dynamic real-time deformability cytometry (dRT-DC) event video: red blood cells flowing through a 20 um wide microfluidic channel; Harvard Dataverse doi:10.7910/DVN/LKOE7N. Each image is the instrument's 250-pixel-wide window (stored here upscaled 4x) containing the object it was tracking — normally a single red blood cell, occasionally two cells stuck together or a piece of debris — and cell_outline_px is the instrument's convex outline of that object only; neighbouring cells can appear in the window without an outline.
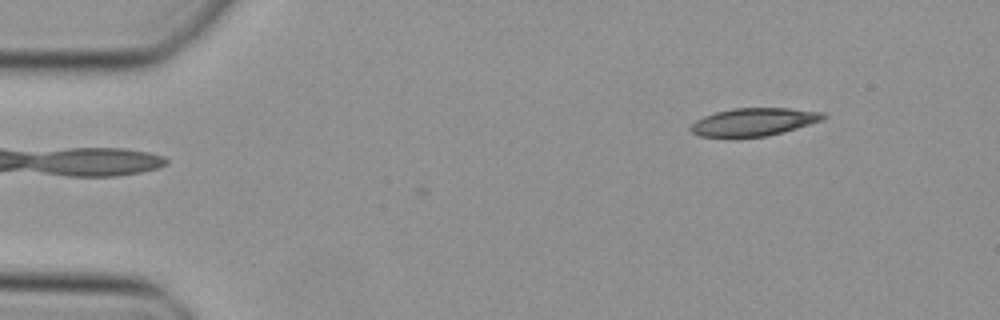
{"species": "Egyptian fruit bat (a non-hibernating species)", "species_latin": "Rousettus aegyptiacus", "temperature_condition": "cold", "stored_images_in_passage": 2, "camera_frame_rate_fps": 3000, "um_per_image_px": 0.085, "animal": {"sex": "female"}, "frame": {"image": 1, "passage_image": 2, "time_ms": 0.333, "image_size_px": [1000, 320], "cell_outline_px": [[828, 116], [824, 120], [784, 132], [764, 136], [700, 136], [692, 132], [688, 128], [696, 120], [704, 116], [716, 112], [732, 108], [788, 108], [824, 112]], "centroid_in_image_um": [64.12, 10.35], "position_along_channel_um": 20.9, "area_um2": 21.39}}